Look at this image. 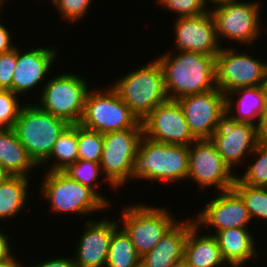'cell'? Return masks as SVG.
<instances>
[{"instance_id":"cell-45","label":"cell","mask_w":267,"mask_h":267,"mask_svg":"<svg viewBox=\"0 0 267 267\" xmlns=\"http://www.w3.org/2000/svg\"><path fill=\"white\" fill-rule=\"evenodd\" d=\"M5 1H7V0H0V6L3 8V6H4V4H6V3H4Z\"/></svg>"},{"instance_id":"cell-26","label":"cell","mask_w":267,"mask_h":267,"mask_svg":"<svg viewBox=\"0 0 267 267\" xmlns=\"http://www.w3.org/2000/svg\"><path fill=\"white\" fill-rule=\"evenodd\" d=\"M138 254L130 236L120 226L112 233L105 267H140Z\"/></svg>"},{"instance_id":"cell-14","label":"cell","mask_w":267,"mask_h":267,"mask_svg":"<svg viewBox=\"0 0 267 267\" xmlns=\"http://www.w3.org/2000/svg\"><path fill=\"white\" fill-rule=\"evenodd\" d=\"M144 137L159 143L190 146L196 138L190 132L176 100L156 106L143 120Z\"/></svg>"},{"instance_id":"cell-11","label":"cell","mask_w":267,"mask_h":267,"mask_svg":"<svg viewBox=\"0 0 267 267\" xmlns=\"http://www.w3.org/2000/svg\"><path fill=\"white\" fill-rule=\"evenodd\" d=\"M235 174L210 139H196L189 146L187 179L196 182L201 191L212 186H215L217 192L229 190L237 177Z\"/></svg>"},{"instance_id":"cell-2","label":"cell","mask_w":267,"mask_h":267,"mask_svg":"<svg viewBox=\"0 0 267 267\" xmlns=\"http://www.w3.org/2000/svg\"><path fill=\"white\" fill-rule=\"evenodd\" d=\"M188 162V146L159 143L143 136L133 159L130 182L145 179L164 184L179 183L187 180Z\"/></svg>"},{"instance_id":"cell-39","label":"cell","mask_w":267,"mask_h":267,"mask_svg":"<svg viewBox=\"0 0 267 267\" xmlns=\"http://www.w3.org/2000/svg\"><path fill=\"white\" fill-rule=\"evenodd\" d=\"M258 136L260 141L267 142V107L258 126Z\"/></svg>"},{"instance_id":"cell-7","label":"cell","mask_w":267,"mask_h":267,"mask_svg":"<svg viewBox=\"0 0 267 267\" xmlns=\"http://www.w3.org/2000/svg\"><path fill=\"white\" fill-rule=\"evenodd\" d=\"M121 209L120 227L130 236L141 257L150 252L177 222L168 209L156 205L138 203Z\"/></svg>"},{"instance_id":"cell-21","label":"cell","mask_w":267,"mask_h":267,"mask_svg":"<svg viewBox=\"0 0 267 267\" xmlns=\"http://www.w3.org/2000/svg\"><path fill=\"white\" fill-rule=\"evenodd\" d=\"M253 233L249 228H231L211 234L217 239L222 257L231 267H242L248 260L260 257Z\"/></svg>"},{"instance_id":"cell-4","label":"cell","mask_w":267,"mask_h":267,"mask_svg":"<svg viewBox=\"0 0 267 267\" xmlns=\"http://www.w3.org/2000/svg\"><path fill=\"white\" fill-rule=\"evenodd\" d=\"M69 125L65 120L43 111L35 103H29L22 107L13 129L28 155L40 167Z\"/></svg>"},{"instance_id":"cell-38","label":"cell","mask_w":267,"mask_h":267,"mask_svg":"<svg viewBox=\"0 0 267 267\" xmlns=\"http://www.w3.org/2000/svg\"><path fill=\"white\" fill-rule=\"evenodd\" d=\"M0 229V261L9 258L12 255V248L10 246V238L6 233H3Z\"/></svg>"},{"instance_id":"cell-41","label":"cell","mask_w":267,"mask_h":267,"mask_svg":"<svg viewBox=\"0 0 267 267\" xmlns=\"http://www.w3.org/2000/svg\"><path fill=\"white\" fill-rule=\"evenodd\" d=\"M260 88L262 90V93H263V96L265 98V102L267 105V69H266L264 77L260 83Z\"/></svg>"},{"instance_id":"cell-34","label":"cell","mask_w":267,"mask_h":267,"mask_svg":"<svg viewBox=\"0 0 267 267\" xmlns=\"http://www.w3.org/2000/svg\"><path fill=\"white\" fill-rule=\"evenodd\" d=\"M51 1V0H49ZM60 17L69 23L79 22L87 15L92 0H52Z\"/></svg>"},{"instance_id":"cell-10","label":"cell","mask_w":267,"mask_h":267,"mask_svg":"<svg viewBox=\"0 0 267 267\" xmlns=\"http://www.w3.org/2000/svg\"><path fill=\"white\" fill-rule=\"evenodd\" d=\"M140 121L110 86L89 90L80 124L102 134L134 128Z\"/></svg>"},{"instance_id":"cell-30","label":"cell","mask_w":267,"mask_h":267,"mask_svg":"<svg viewBox=\"0 0 267 267\" xmlns=\"http://www.w3.org/2000/svg\"><path fill=\"white\" fill-rule=\"evenodd\" d=\"M77 158L100 162L103 151V134L77 124Z\"/></svg>"},{"instance_id":"cell-43","label":"cell","mask_w":267,"mask_h":267,"mask_svg":"<svg viewBox=\"0 0 267 267\" xmlns=\"http://www.w3.org/2000/svg\"><path fill=\"white\" fill-rule=\"evenodd\" d=\"M206 3H207V5H210V4H208V3H211L212 5L214 4H217V3H220V2H225V1H230V0H204Z\"/></svg>"},{"instance_id":"cell-19","label":"cell","mask_w":267,"mask_h":267,"mask_svg":"<svg viewBox=\"0 0 267 267\" xmlns=\"http://www.w3.org/2000/svg\"><path fill=\"white\" fill-rule=\"evenodd\" d=\"M57 49L50 47H35L23 52L17 46V64L13 73L12 92L20 97L36 88L57 59ZM48 73V74H47ZM36 86V87H35Z\"/></svg>"},{"instance_id":"cell-40","label":"cell","mask_w":267,"mask_h":267,"mask_svg":"<svg viewBox=\"0 0 267 267\" xmlns=\"http://www.w3.org/2000/svg\"><path fill=\"white\" fill-rule=\"evenodd\" d=\"M0 267H23V265L22 262L20 264L16 256L12 254L9 258L0 261ZM24 267H27V265Z\"/></svg>"},{"instance_id":"cell-3","label":"cell","mask_w":267,"mask_h":267,"mask_svg":"<svg viewBox=\"0 0 267 267\" xmlns=\"http://www.w3.org/2000/svg\"><path fill=\"white\" fill-rule=\"evenodd\" d=\"M135 70V71H134ZM118 78L111 87L131 112L142 121L156 106L168 100L163 72L156 59Z\"/></svg>"},{"instance_id":"cell-18","label":"cell","mask_w":267,"mask_h":267,"mask_svg":"<svg viewBox=\"0 0 267 267\" xmlns=\"http://www.w3.org/2000/svg\"><path fill=\"white\" fill-rule=\"evenodd\" d=\"M100 220L85 221L81 239L77 242L74 262L76 267H105L110 239L113 231L120 225L113 221Z\"/></svg>"},{"instance_id":"cell-16","label":"cell","mask_w":267,"mask_h":267,"mask_svg":"<svg viewBox=\"0 0 267 267\" xmlns=\"http://www.w3.org/2000/svg\"><path fill=\"white\" fill-rule=\"evenodd\" d=\"M175 50L216 55L222 46L210 11L197 16L179 17L174 22Z\"/></svg>"},{"instance_id":"cell-42","label":"cell","mask_w":267,"mask_h":267,"mask_svg":"<svg viewBox=\"0 0 267 267\" xmlns=\"http://www.w3.org/2000/svg\"><path fill=\"white\" fill-rule=\"evenodd\" d=\"M9 174L5 171V169L0 165V182L4 181Z\"/></svg>"},{"instance_id":"cell-31","label":"cell","mask_w":267,"mask_h":267,"mask_svg":"<svg viewBox=\"0 0 267 267\" xmlns=\"http://www.w3.org/2000/svg\"><path fill=\"white\" fill-rule=\"evenodd\" d=\"M251 155L256 158H253L255 161L248 163L245 173L237 175V178L251 186L267 187V142L259 141Z\"/></svg>"},{"instance_id":"cell-8","label":"cell","mask_w":267,"mask_h":267,"mask_svg":"<svg viewBox=\"0 0 267 267\" xmlns=\"http://www.w3.org/2000/svg\"><path fill=\"white\" fill-rule=\"evenodd\" d=\"M260 5L257 1L243 0L213 5L214 8L211 7L209 11L215 22L218 41L229 39L250 48V44L253 45L261 33Z\"/></svg>"},{"instance_id":"cell-36","label":"cell","mask_w":267,"mask_h":267,"mask_svg":"<svg viewBox=\"0 0 267 267\" xmlns=\"http://www.w3.org/2000/svg\"><path fill=\"white\" fill-rule=\"evenodd\" d=\"M1 13L2 12L0 10V14ZM11 38H12V36H11L8 28H6V24L3 25L2 23H0V54L5 53V52H9V51H11L17 47L16 43H12L13 41ZM14 44H15V46H14Z\"/></svg>"},{"instance_id":"cell-6","label":"cell","mask_w":267,"mask_h":267,"mask_svg":"<svg viewBox=\"0 0 267 267\" xmlns=\"http://www.w3.org/2000/svg\"><path fill=\"white\" fill-rule=\"evenodd\" d=\"M41 186L42 197L49 201L50 211L56 214L92 215L109 207L92 189L71 179L63 171H46Z\"/></svg>"},{"instance_id":"cell-1","label":"cell","mask_w":267,"mask_h":267,"mask_svg":"<svg viewBox=\"0 0 267 267\" xmlns=\"http://www.w3.org/2000/svg\"><path fill=\"white\" fill-rule=\"evenodd\" d=\"M166 52L156 58L163 72L169 100L216 88V57L197 52ZM176 54V55H175Z\"/></svg>"},{"instance_id":"cell-44","label":"cell","mask_w":267,"mask_h":267,"mask_svg":"<svg viewBox=\"0 0 267 267\" xmlns=\"http://www.w3.org/2000/svg\"><path fill=\"white\" fill-rule=\"evenodd\" d=\"M172 267H189V266L187 265V263L184 260H182V261L174 264Z\"/></svg>"},{"instance_id":"cell-12","label":"cell","mask_w":267,"mask_h":267,"mask_svg":"<svg viewBox=\"0 0 267 267\" xmlns=\"http://www.w3.org/2000/svg\"><path fill=\"white\" fill-rule=\"evenodd\" d=\"M267 62L236 48L222 47L216 55V87L224 94L242 87L260 86Z\"/></svg>"},{"instance_id":"cell-17","label":"cell","mask_w":267,"mask_h":267,"mask_svg":"<svg viewBox=\"0 0 267 267\" xmlns=\"http://www.w3.org/2000/svg\"><path fill=\"white\" fill-rule=\"evenodd\" d=\"M217 194L194 218L195 225L214 227L215 233L231 228H248L251 218L241 196L233 188Z\"/></svg>"},{"instance_id":"cell-37","label":"cell","mask_w":267,"mask_h":267,"mask_svg":"<svg viewBox=\"0 0 267 267\" xmlns=\"http://www.w3.org/2000/svg\"><path fill=\"white\" fill-rule=\"evenodd\" d=\"M29 267H76V265L73 256L72 258H66L62 256V258H50L48 261L46 259L44 263L41 262V264H35Z\"/></svg>"},{"instance_id":"cell-27","label":"cell","mask_w":267,"mask_h":267,"mask_svg":"<svg viewBox=\"0 0 267 267\" xmlns=\"http://www.w3.org/2000/svg\"><path fill=\"white\" fill-rule=\"evenodd\" d=\"M77 124H70L59 136L55 144L53 145L50 156L42 163L45 164L47 161L53 160V162L46 171H63L69 165L74 164L77 158Z\"/></svg>"},{"instance_id":"cell-25","label":"cell","mask_w":267,"mask_h":267,"mask_svg":"<svg viewBox=\"0 0 267 267\" xmlns=\"http://www.w3.org/2000/svg\"><path fill=\"white\" fill-rule=\"evenodd\" d=\"M29 180V177L9 175L0 182V221L10 217L14 219L28 206Z\"/></svg>"},{"instance_id":"cell-23","label":"cell","mask_w":267,"mask_h":267,"mask_svg":"<svg viewBox=\"0 0 267 267\" xmlns=\"http://www.w3.org/2000/svg\"><path fill=\"white\" fill-rule=\"evenodd\" d=\"M201 227L194 225L187 234L183 260L189 267H222L224 261L214 235L201 234Z\"/></svg>"},{"instance_id":"cell-29","label":"cell","mask_w":267,"mask_h":267,"mask_svg":"<svg viewBox=\"0 0 267 267\" xmlns=\"http://www.w3.org/2000/svg\"><path fill=\"white\" fill-rule=\"evenodd\" d=\"M71 179L76 180L84 186L92 189L107 205H110V200L108 201L106 196L104 197L99 193L97 182L100 175H103L101 165L98 162L90 160H77L74 164L69 165L65 170H63Z\"/></svg>"},{"instance_id":"cell-9","label":"cell","mask_w":267,"mask_h":267,"mask_svg":"<svg viewBox=\"0 0 267 267\" xmlns=\"http://www.w3.org/2000/svg\"><path fill=\"white\" fill-rule=\"evenodd\" d=\"M140 121L134 128L103 134V151L100 159L104 180L110 187L121 188L130 180L133 159L143 137Z\"/></svg>"},{"instance_id":"cell-24","label":"cell","mask_w":267,"mask_h":267,"mask_svg":"<svg viewBox=\"0 0 267 267\" xmlns=\"http://www.w3.org/2000/svg\"><path fill=\"white\" fill-rule=\"evenodd\" d=\"M0 165L11 176L29 177L39 167L28 155L13 128L0 129Z\"/></svg>"},{"instance_id":"cell-5","label":"cell","mask_w":267,"mask_h":267,"mask_svg":"<svg viewBox=\"0 0 267 267\" xmlns=\"http://www.w3.org/2000/svg\"><path fill=\"white\" fill-rule=\"evenodd\" d=\"M86 78L73 73L62 72L44 82L39 103L40 109L59 117L69 124H80L89 91Z\"/></svg>"},{"instance_id":"cell-13","label":"cell","mask_w":267,"mask_h":267,"mask_svg":"<svg viewBox=\"0 0 267 267\" xmlns=\"http://www.w3.org/2000/svg\"><path fill=\"white\" fill-rule=\"evenodd\" d=\"M196 139H210L226 116V95L217 87L176 100Z\"/></svg>"},{"instance_id":"cell-33","label":"cell","mask_w":267,"mask_h":267,"mask_svg":"<svg viewBox=\"0 0 267 267\" xmlns=\"http://www.w3.org/2000/svg\"><path fill=\"white\" fill-rule=\"evenodd\" d=\"M156 3L170 10L171 13L174 11L177 18L204 14L210 8L204 0H157Z\"/></svg>"},{"instance_id":"cell-15","label":"cell","mask_w":267,"mask_h":267,"mask_svg":"<svg viewBox=\"0 0 267 267\" xmlns=\"http://www.w3.org/2000/svg\"><path fill=\"white\" fill-rule=\"evenodd\" d=\"M210 140L232 171L235 166L244 163L246 158L249 159L248 156L251 158L252 152L260 141L258 126L246 122H235L227 116L224 117Z\"/></svg>"},{"instance_id":"cell-20","label":"cell","mask_w":267,"mask_h":267,"mask_svg":"<svg viewBox=\"0 0 267 267\" xmlns=\"http://www.w3.org/2000/svg\"><path fill=\"white\" fill-rule=\"evenodd\" d=\"M190 218L183 222L178 219L157 245L141 257L140 267H172L182 261L188 231L195 225Z\"/></svg>"},{"instance_id":"cell-32","label":"cell","mask_w":267,"mask_h":267,"mask_svg":"<svg viewBox=\"0 0 267 267\" xmlns=\"http://www.w3.org/2000/svg\"><path fill=\"white\" fill-rule=\"evenodd\" d=\"M11 90L0 89V129L13 128L20 111V97Z\"/></svg>"},{"instance_id":"cell-28","label":"cell","mask_w":267,"mask_h":267,"mask_svg":"<svg viewBox=\"0 0 267 267\" xmlns=\"http://www.w3.org/2000/svg\"><path fill=\"white\" fill-rule=\"evenodd\" d=\"M243 199L252 219L267 220V187L242 183L237 177L232 187Z\"/></svg>"},{"instance_id":"cell-22","label":"cell","mask_w":267,"mask_h":267,"mask_svg":"<svg viewBox=\"0 0 267 267\" xmlns=\"http://www.w3.org/2000/svg\"><path fill=\"white\" fill-rule=\"evenodd\" d=\"M234 97H237L235 102ZM266 107L260 86L242 87L226 94V116L235 122H246L259 126Z\"/></svg>"},{"instance_id":"cell-35","label":"cell","mask_w":267,"mask_h":267,"mask_svg":"<svg viewBox=\"0 0 267 267\" xmlns=\"http://www.w3.org/2000/svg\"><path fill=\"white\" fill-rule=\"evenodd\" d=\"M17 64V47L0 54V89L12 91L13 73Z\"/></svg>"}]
</instances>
